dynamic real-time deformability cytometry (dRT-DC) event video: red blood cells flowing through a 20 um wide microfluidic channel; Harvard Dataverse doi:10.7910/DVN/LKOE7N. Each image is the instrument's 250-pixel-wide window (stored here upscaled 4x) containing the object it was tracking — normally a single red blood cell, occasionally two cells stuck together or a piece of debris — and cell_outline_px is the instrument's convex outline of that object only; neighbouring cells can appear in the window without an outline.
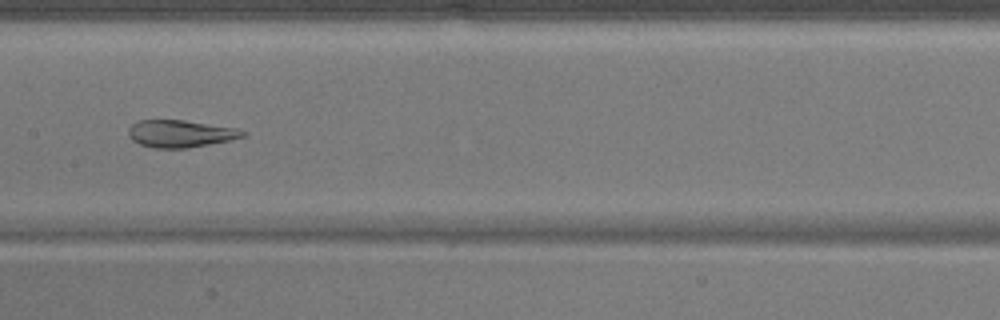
{"species": "common noctule bat (a hibernating species)", "species_latin": "Nyctalus noctula", "temperature_condition": "warm", "stored_images_in_passage": 51, "camera_frame_rate_fps": 3000, "um_per_image_px": 0.085, "animal": {"sex": "male", "body_mass_g": 17.9}, "frame": {"image": 1, "passage_image": 26, "time_ms": 8.333, "image_size_px": [1000, 320], "cell_outline_px": [[248, 136], [188, 148], [152, 148], [140, 144], [132, 140], [128, 136], [128, 128], [132, 124], [140, 120], [184, 120], [236, 128], [248, 132]], "centroid_in_image_um": [15.33, 11.36], "position_along_channel_um": 192.1, "area_um2": 18.21}}
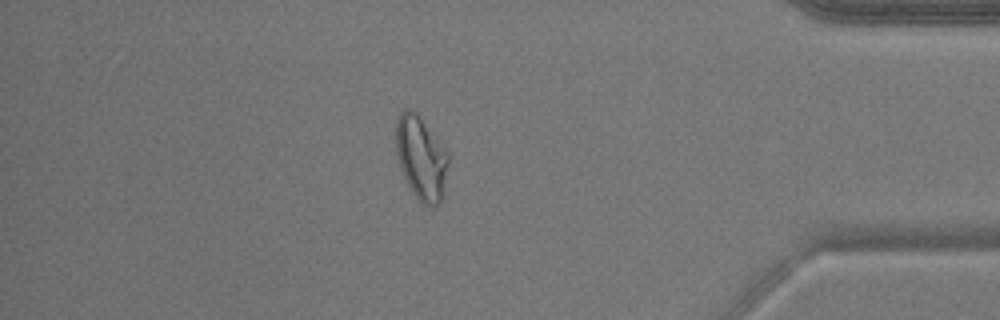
{"frame": {"image": 2, "passage_image": 44, "time_ms": 14.333, "image_size_px": [1000, 320], "cell_outline_px": [[448, 164], [444, 196], [440, 204], [424, 204], [412, 192], [400, 168], [396, 152], [396, 120], [400, 112], [404, 108], [408, 108], [416, 112], [444, 148], [448, 156]], "centroid_in_image_um": [35.78, 13.42], "position_along_channel_um": 399.4, "area_um2": 25.26}}
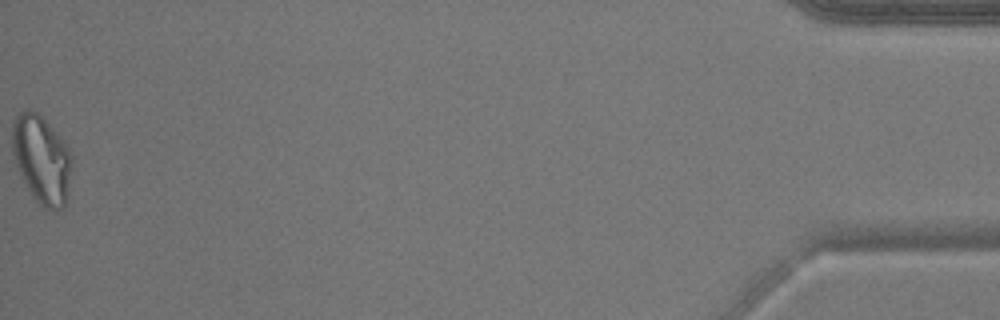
{"frame": {"image": 3, "passage_image": 51, "time_ms": 16.667, "image_size_px": [1000, 320], "cell_outline_px": [[72, 160], [64, 208], [44, 208], [32, 196], [20, 176], [12, 152], [12, 120], [24, 108], [28, 108], [36, 112], [64, 140], [72, 156]], "centroid_in_image_um": [3.5, 13.51], "position_along_channel_um": 431.7, "area_um2": 30.4}}